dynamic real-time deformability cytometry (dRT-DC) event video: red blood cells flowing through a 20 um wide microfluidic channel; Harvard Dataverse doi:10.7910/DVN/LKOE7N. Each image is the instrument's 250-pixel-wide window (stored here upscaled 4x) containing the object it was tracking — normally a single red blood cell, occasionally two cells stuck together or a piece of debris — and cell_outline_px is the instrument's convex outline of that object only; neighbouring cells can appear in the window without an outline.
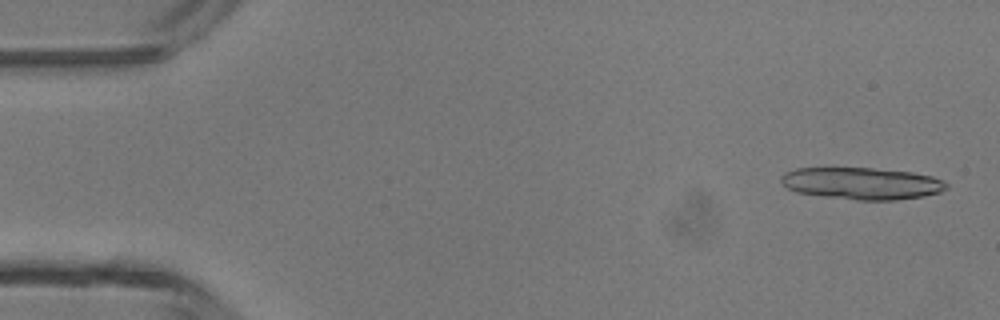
{"species": "common noctule bat (a hibernating species)", "species_latin": "Nyctalus noctula", "temperature_condition": "room temperature", "stored_images_in_passage": 45, "segment_of_instrument_passage": [1, 2], "camera_frame_rate_fps": 3000, "um_per_image_px": 0.085, "animal": {"sex": "male", "body_mass_g": 13.3}, "frame": {"image": 1, "passage_image": 1, "time_ms": 0.0, "image_size_px": [1000, 320], "cell_outline_px": [[948, 188], [940, 192], [924, 196], [896, 200], [856, 200], [824, 196], [796, 192], [788, 188], [780, 180], [780, 176], [784, 172], [796, 168], [872, 168], [912, 172], [932, 176], [944, 180], [948, 184]], "centroid_in_image_um": [73.28, 15.59], "position_along_channel_um": 11.7, "area_um2": 30.92}}